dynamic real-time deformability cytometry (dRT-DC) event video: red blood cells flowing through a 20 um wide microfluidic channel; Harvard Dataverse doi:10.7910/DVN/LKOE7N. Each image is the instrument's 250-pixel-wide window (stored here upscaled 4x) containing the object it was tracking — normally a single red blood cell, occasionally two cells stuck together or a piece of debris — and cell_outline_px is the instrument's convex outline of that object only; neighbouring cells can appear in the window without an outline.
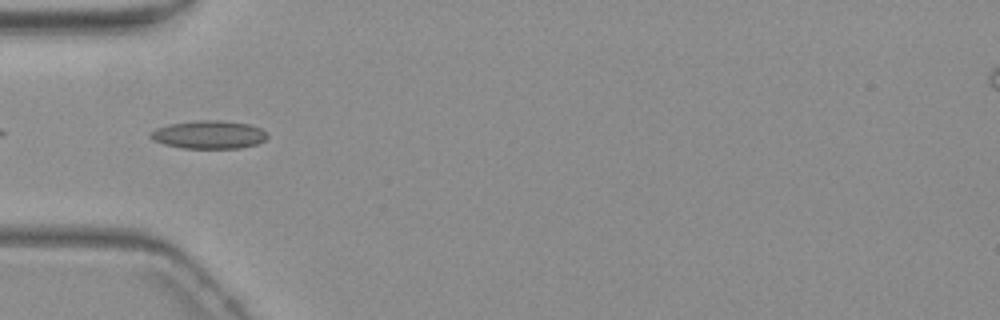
{"species": "common noctule bat (a hibernating species)", "species_latin": "Nyctalus noctula", "temperature_condition": "warm", "stored_images_in_passage": 8, "camera_frame_rate_fps": 3000, "um_per_image_px": 0.085, "animal": {"sex": "female", "body_mass_g": 19.3, "forearm_length_mm": 54.1}, "frame": {"image": 1, "passage_image": 3, "time_ms": 2.333, "image_size_px": [1000, 320], "cell_outline_px": [[268, 136], [264, 140], [256, 144], [240, 148], [180, 148], [164, 144], [152, 140], [148, 136], [156, 128], [168, 124], [200, 120], [220, 120], [248, 124], [260, 128], [268, 132]], "centroid_in_image_um": [17.75, 11.44], "position_along_channel_um": 67.3, "area_um2": 19.19}}
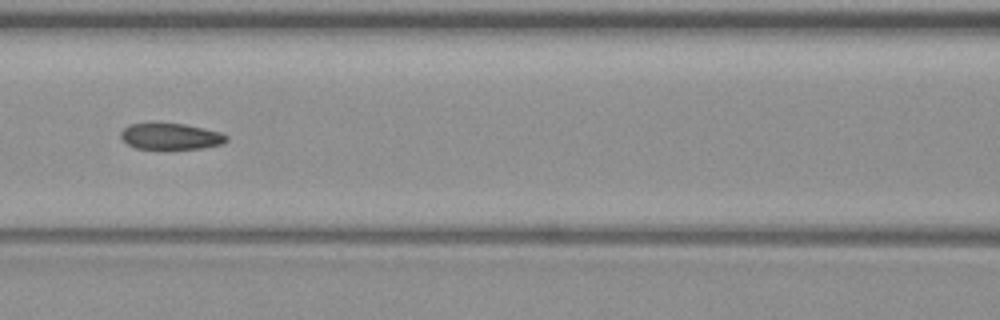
{"frame": {"image": 2, "passage_image": 5, "time_ms": 4.667, "image_size_px": [1000, 320], "cell_outline_px": [[228, 140], [224, 144], [204, 148], [136, 148], [128, 144], [120, 136], [120, 132], [128, 124], [184, 124], [220, 132], [228, 136]], "centroid_in_image_um": [14.54, 11.59], "position_along_channel_um": 152.1, "area_um2": 15.84}}
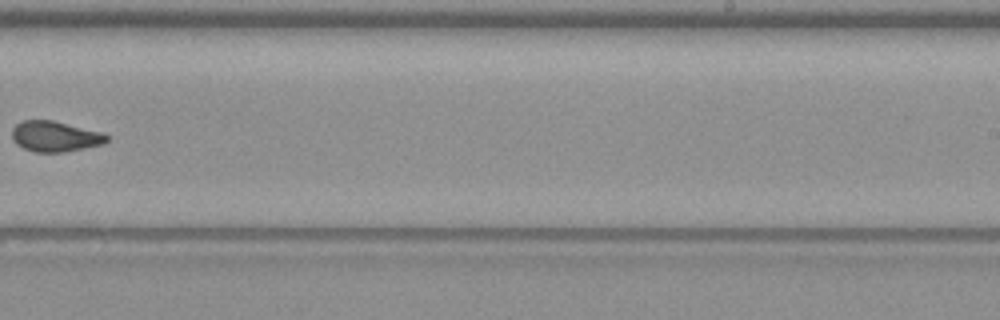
{"frame": {"image": 3, "passage_image": 8, "time_ms": 8.333, "image_size_px": [1000, 320], "cell_outline_px": [[108, 140], [104, 144], [64, 152], [32, 152], [16, 144], [12, 140], [12, 128], [16, 124], [24, 120], [52, 120], [104, 132], [108, 136]], "centroid_in_image_um": [4.68, 11.59], "position_along_channel_um": 284.3, "area_um2": 17.05}}